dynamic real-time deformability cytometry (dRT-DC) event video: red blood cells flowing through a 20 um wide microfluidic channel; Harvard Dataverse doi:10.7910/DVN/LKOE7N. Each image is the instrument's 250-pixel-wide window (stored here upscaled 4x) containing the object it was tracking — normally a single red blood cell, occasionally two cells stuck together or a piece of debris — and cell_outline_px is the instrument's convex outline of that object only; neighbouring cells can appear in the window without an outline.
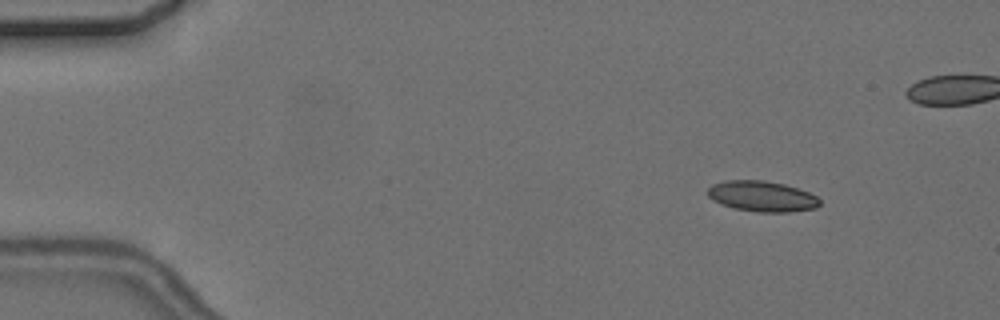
{"species": "common noctule bat (a hibernating species)", "species_latin": "Nyctalus noctula", "temperature_condition": "cold", "stored_images_in_passage": 6, "camera_frame_rate_fps": 3000, "um_per_image_px": 0.085, "animal": {"sex": "female", "body_mass_g": 24.6, "forearm_length_mm": 56.2}, "frame": {"image": 1, "passage_image": 2, "time_ms": 1.333, "image_size_px": [1000, 320], "cell_outline_px": [[820, 204], [816, 208], [788, 212], [760, 212], [736, 208], [720, 204], [712, 200], [708, 196], [708, 188], [712, 184], [724, 180], [764, 180], [784, 184], [808, 192], [816, 196], [820, 200]], "centroid_in_image_um": [64.75, 16.68], "position_along_channel_um": 20.3, "area_um2": 19.94}}